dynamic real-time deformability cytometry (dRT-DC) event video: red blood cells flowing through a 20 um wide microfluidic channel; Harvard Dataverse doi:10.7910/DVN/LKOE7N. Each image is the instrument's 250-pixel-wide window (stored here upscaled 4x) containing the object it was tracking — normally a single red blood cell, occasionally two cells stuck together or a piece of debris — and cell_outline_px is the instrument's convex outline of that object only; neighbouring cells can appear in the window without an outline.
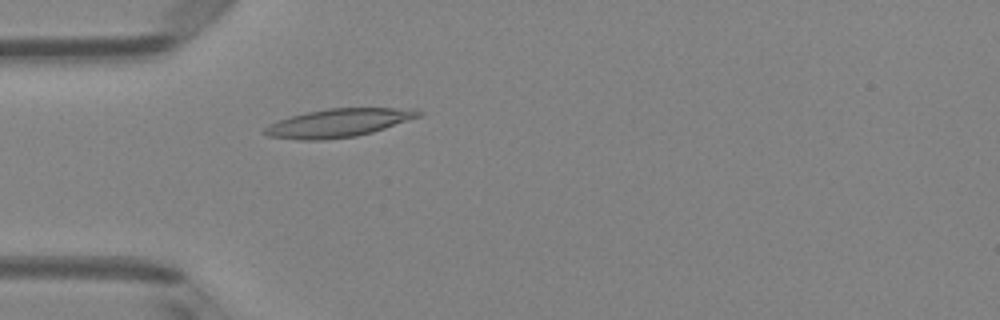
{"species": "Egyptian fruit bat (a non-hibernating species)", "species_latin": "Rousettus aegyptiacus", "temperature_condition": "room temperature", "stored_images_in_passage": 31, "camera_frame_rate_fps": 3000, "um_per_image_px": 0.085, "animal": {"sex": "female"}, "frame": {"image": 1, "passage_image": 2, "time_ms": 0.333, "image_size_px": [1000, 320], "cell_outline_px": [[424, 112], [420, 116], [372, 132], [356, 136], [324, 140], [300, 140], [268, 136], [260, 132], [268, 124], [292, 116], [308, 112], [328, 108], [416, 108]], "centroid_in_image_um": [28.76, 10.45], "position_along_channel_um": 56.2, "area_um2": 25.32}}
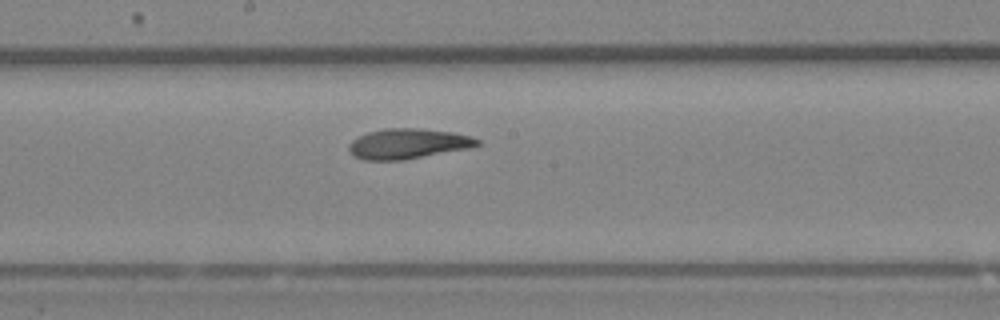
{"frame": {"image": 2, "passage_image": 14, "time_ms": 4.333, "image_size_px": [1000, 320], "cell_outline_px": [[480, 144], [468, 148], [404, 160], [364, 160], [352, 156], [348, 148], [348, 144], [352, 140], [368, 132], [384, 128], [420, 128], [452, 132], [472, 136], [480, 140]], "centroid_in_image_um": [34.65, 12.21], "position_along_channel_um": 213.5, "area_um2": 22.66}}
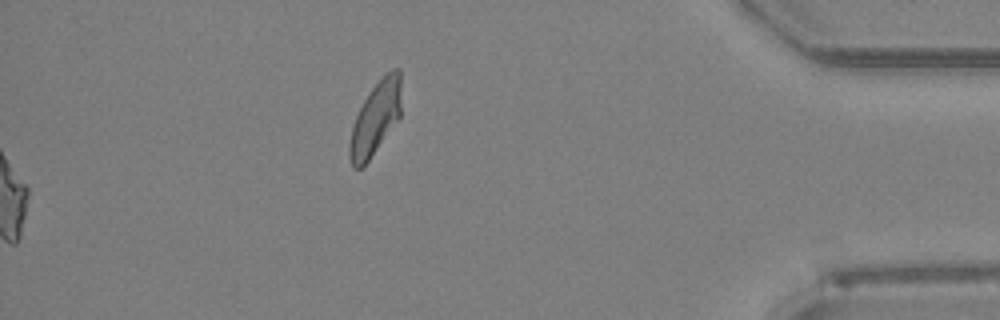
{"frame": {"image": 3, "passage_image": 31, "time_ms": 10.0, "image_size_px": [1000, 320], "cell_outline_px": [[400, 116], [368, 160], [360, 168], [352, 168], [348, 156], [348, 144], [352, 128], [356, 116], [368, 92], [392, 68], [400, 68]], "centroid_in_image_um": [31.88, 10.07], "position_along_channel_um": 403.3, "area_um2": 21.5}, "authors_computed_cell_mechanics": {"area_um2": 22.831, "velocity_mm_per_s": 4.0895, "shape_relaxation_time_tau1_ms": 4.7885, "shape_relaxation_time_tau2_ms": 1.9278, "deformation_change_tau1": 0.17, "deformation_change_tau2": 0.0882}}